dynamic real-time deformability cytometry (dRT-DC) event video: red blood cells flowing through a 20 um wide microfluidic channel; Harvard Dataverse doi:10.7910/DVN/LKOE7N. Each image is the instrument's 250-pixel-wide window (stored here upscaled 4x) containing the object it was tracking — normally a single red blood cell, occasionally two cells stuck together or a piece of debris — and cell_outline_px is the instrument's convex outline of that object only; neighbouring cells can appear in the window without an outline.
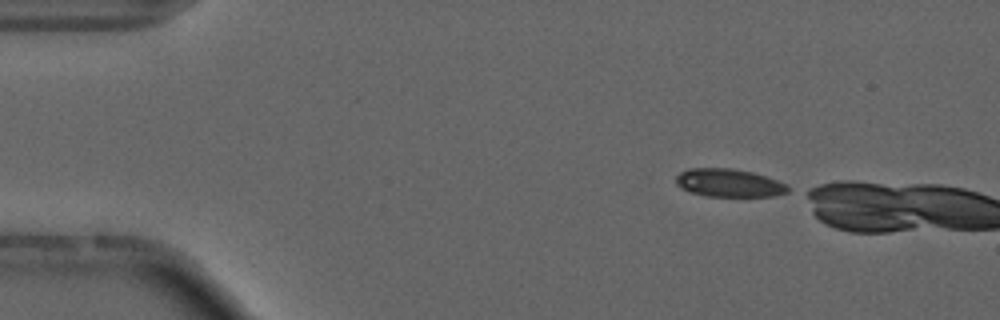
{"species": "common noctule bat (a hibernating species)", "species_latin": "Nyctalus noctula", "temperature_condition": "cold", "stored_images_in_passage": 4, "camera_frame_rate_fps": 3000, "um_per_image_px": 0.085, "animal": {"sex": "male", "forearm_length_mm": 52.5}, "frame": {"image": 1, "passage_image": 1, "time_ms": 0.0, "image_size_px": [1000, 320], "cell_outline_px": [[788, 192], [772, 196], [704, 196], [680, 188], [676, 184], [676, 176], [680, 172], [688, 168], [728, 168], [752, 172], [788, 184]], "centroid_in_image_um": [61.93, 15.55], "position_along_channel_um": 23.1, "area_um2": 18.21}}